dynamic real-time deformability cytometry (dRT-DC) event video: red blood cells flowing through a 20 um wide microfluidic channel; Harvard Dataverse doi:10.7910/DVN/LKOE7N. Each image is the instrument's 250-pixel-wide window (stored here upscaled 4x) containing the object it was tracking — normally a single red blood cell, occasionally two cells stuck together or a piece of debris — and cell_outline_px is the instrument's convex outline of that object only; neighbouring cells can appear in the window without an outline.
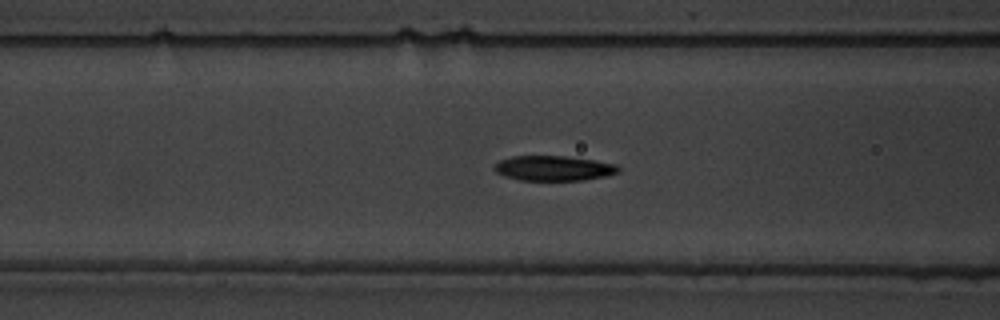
{"species": "common noctule bat (a hibernating species)", "species_latin": "Nyctalus noctula", "temperature_condition": "warm", "stored_images_in_passage": 51, "camera_frame_rate_fps": 3000, "um_per_image_px": 0.085, "animal": {"sex": "male", "body_mass_g": 19.5, "forearm_length_mm": 54.6}, "frame": {"image": 1, "passage_image": 15, "time_ms": 4.667, "image_size_px": [1000, 320], "cell_outline_px": [[620, 172], [604, 176], [584, 180], [520, 180], [504, 176], [496, 172], [492, 168], [500, 160], [512, 156], [564, 156], [592, 160], [616, 164], [620, 168]], "centroid_in_image_um": [47.04, 14.3], "position_along_channel_um": 119.6, "area_um2": 17.98}}
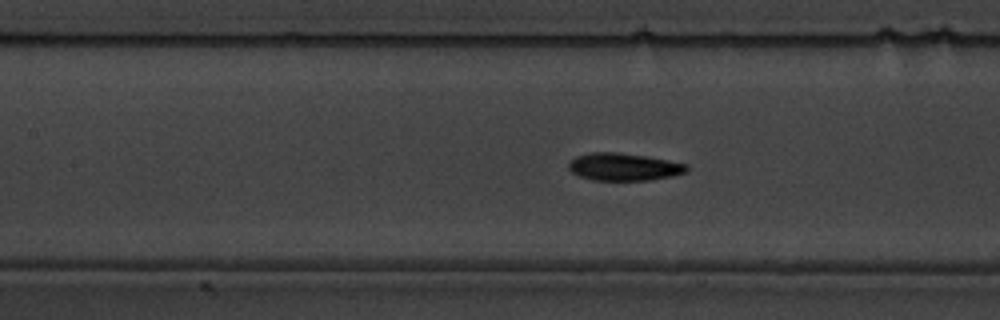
{"frame": {"image": 2, "passage_image": 18, "time_ms": 5.667, "image_size_px": [1000, 320], "cell_outline_px": [[688, 172], [672, 176], [648, 180], [592, 180], [580, 176], [572, 172], [568, 168], [568, 164], [576, 156], [588, 152], [620, 152], [668, 160], [688, 164]], "centroid_in_image_um": [53.03, 14.18], "position_along_channel_um": 154.4, "area_um2": 18.96}}
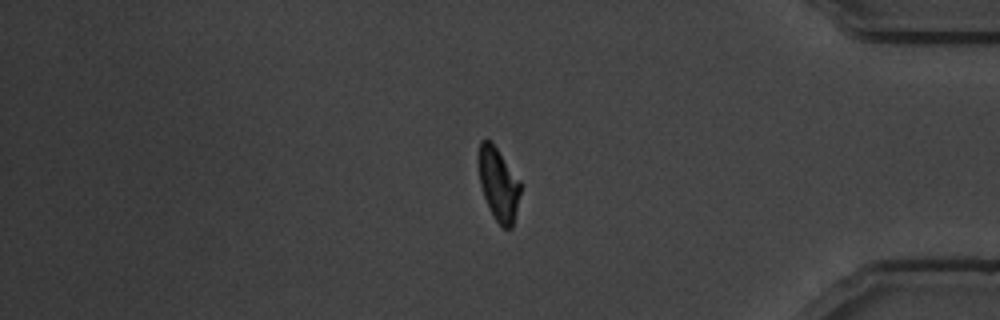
{"frame": {"image": 3, "passage_image": 41, "time_ms": 13.333, "image_size_px": [1000, 320], "cell_outline_px": [[520, 192], [512, 228], [504, 228], [496, 220], [484, 196], [480, 184], [480, 140], [492, 140], [520, 180]], "centroid_in_image_um": [42.39, 15.63], "position_along_channel_um": 392.8, "area_um2": 17.28}, "authors_computed_cell_mechanics": {"area_um2": 18.496, "velocity_mm_per_s": 3.476, "shape_relaxation_time_tau1_ms": 3.3127, "shape_relaxation_time_tau2_ms": 3.5276, "deformation_change_tau1": 0.1729, "deformation_change_tau2": 0.0666}}